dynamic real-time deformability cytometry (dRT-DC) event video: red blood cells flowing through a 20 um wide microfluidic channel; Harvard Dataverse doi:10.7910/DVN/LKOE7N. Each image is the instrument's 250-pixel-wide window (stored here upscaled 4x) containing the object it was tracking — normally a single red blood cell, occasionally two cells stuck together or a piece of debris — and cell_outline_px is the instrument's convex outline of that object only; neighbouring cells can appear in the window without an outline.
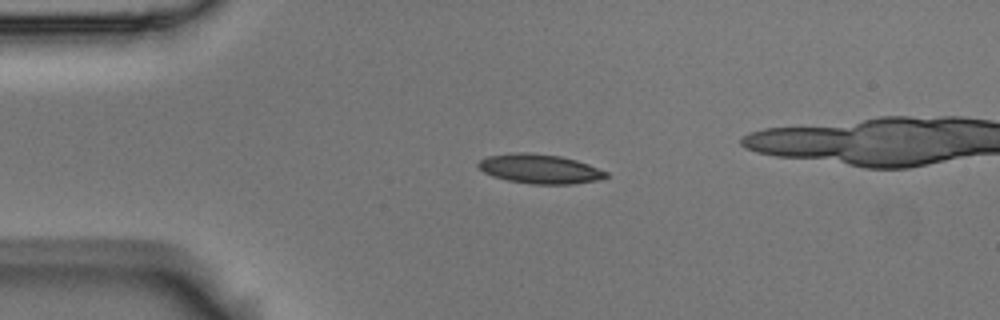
{"species": "Egyptian fruit bat (a non-hibernating species)", "species_latin": "Rousettus aegyptiacus", "temperature_condition": "room temperature", "stored_images_in_passage": 3, "camera_frame_rate_fps": 3000, "um_per_image_px": 0.085, "animal": {"sex": "male"}, "frame": {"image": 1, "passage_image": 1, "time_ms": 0.0, "image_size_px": [1000, 320], "cell_outline_px": [[608, 176], [596, 180], [572, 184], [532, 184], [508, 180], [492, 176], [484, 172], [476, 164], [480, 160], [488, 156], [512, 152], [528, 152], [560, 156], [576, 160], [588, 164], [608, 172]], "centroid_in_image_um": [45.86, 14.34], "position_along_channel_um": 39.1, "area_um2": 21.79}}